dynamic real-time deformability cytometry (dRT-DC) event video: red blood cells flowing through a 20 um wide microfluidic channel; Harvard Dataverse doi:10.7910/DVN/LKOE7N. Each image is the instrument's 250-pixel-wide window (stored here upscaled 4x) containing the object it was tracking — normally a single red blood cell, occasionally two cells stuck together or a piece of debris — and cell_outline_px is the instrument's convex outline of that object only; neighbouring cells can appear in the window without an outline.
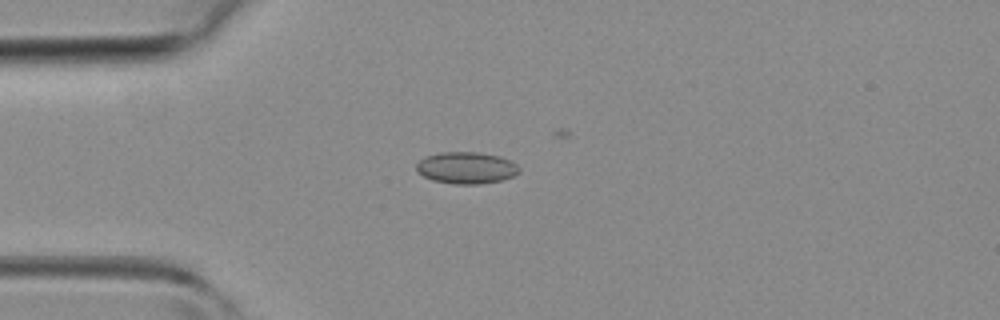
{"species": "common noctule bat (a hibernating species)", "species_latin": "Nyctalus noctula", "temperature_condition": "room temperature", "stored_images_in_passage": 6, "camera_frame_rate_fps": 3000, "um_per_image_px": 0.085, "animal": {"sex": "female", "body_mass_g": 19.3, "forearm_length_mm": 54.1}, "frame": {"image": 1, "passage_image": 1, "time_ms": 0.0, "image_size_px": [1000, 320], "cell_outline_px": [[520, 172], [512, 176], [500, 180], [480, 184], [452, 184], [432, 180], [416, 172], [416, 164], [424, 156], [440, 152], [476, 152], [500, 156], [516, 164], [520, 168]], "centroid_in_image_um": [39.6, 14.26], "position_along_channel_um": 45.4, "area_um2": 19.07}}
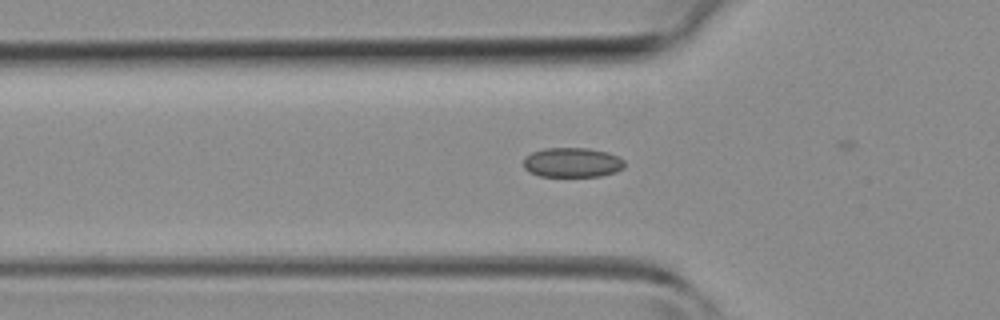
{"frame": {"image": 2, "passage_image": 4, "time_ms": 1.0, "image_size_px": [1000, 320], "cell_outline_px": [[624, 168], [616, 172], [600, 176], [540, 176], [528, 172], [524, 168], [524, 156], [532, 152], [544, 148], [588, 148], [608, 152], [624, 160]], "centroid_in_image_um": [48.62, 13.81], "position_along_channel_um": 77.2, "area_um2": 17.57}}